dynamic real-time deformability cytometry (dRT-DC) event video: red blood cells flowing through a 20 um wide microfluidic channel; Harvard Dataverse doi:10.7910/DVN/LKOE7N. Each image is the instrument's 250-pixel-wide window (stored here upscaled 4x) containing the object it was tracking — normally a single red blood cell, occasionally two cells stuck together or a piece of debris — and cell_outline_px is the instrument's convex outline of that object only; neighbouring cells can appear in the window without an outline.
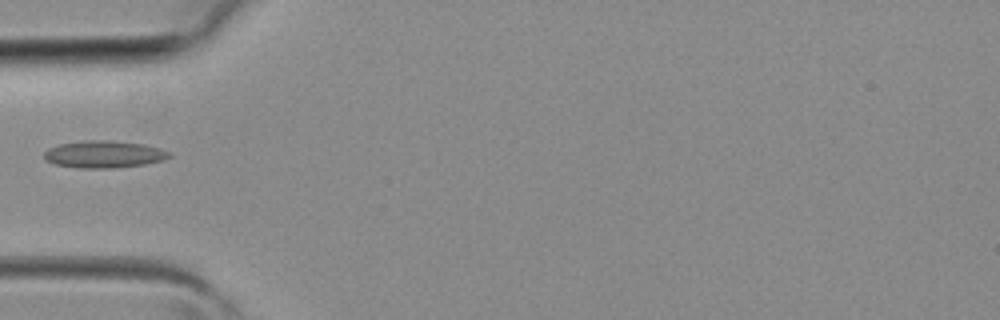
{"species": "common noctule bat (a hibernating species)", "species_latin": "Nyctalus noctula", "temperature_condition": "room temperature", "stored_images_in_passage": 5, "camera_frame_rate_fps": 3000, "um_per_image_px": 0.085, "animal": {"sex": "female", "body_mass_g": 19.3, "forearm_length_mm": 54.1}, "frame": {"image": 1, "passage_image": 5, "time_ms": 1.333, "image_size_px": [1000, 320], "cell_outline_px": [[172, 156], [160, 160], [144, 164], [116, 168], [80, 168], [56, 164], [44, 160], [44, 152], [48, 148], [60, 144], [84, 140], [100, 140], [144, 144], [160, 148], [168, 152]], "centroid_in_image_um": [8.79, 13.11], "position_along_channel_um": 76.2, "area_um2": 19.59}}